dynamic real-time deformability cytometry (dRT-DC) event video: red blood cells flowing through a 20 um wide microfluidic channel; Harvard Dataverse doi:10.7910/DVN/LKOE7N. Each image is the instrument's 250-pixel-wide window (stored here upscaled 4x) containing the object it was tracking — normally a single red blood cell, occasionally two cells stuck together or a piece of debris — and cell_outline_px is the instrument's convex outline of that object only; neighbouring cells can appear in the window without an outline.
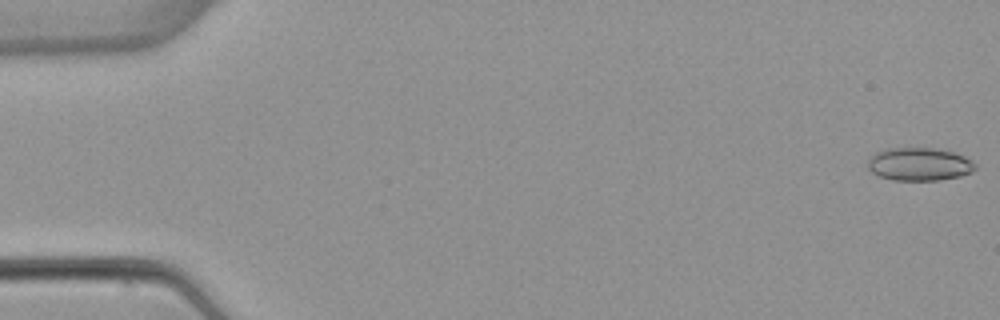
{"species": "common noctule bat (a hibernating species)", "species_latin": "Nyctalus noctula", "temperature_condition": "warm", "stored_images_in_passage": 5, "camera_frame_rate_fps": 3000, "um_per_image_px": 0.085, "animal": {"sex": "female", "body_mass_g": 22.7, "forearm_length_mm": 54.2}, "frame": {"image": 1, "passage_image": 1, "time_ms": 0.0, "image_size_px": [1000, 320], "cell_outline_px": [[976, 168], [972, 172], [960, 176], [940, 180], [892, 180], [880, 176], [872, 172], [868, 168], [868, 156], [876, 152], [888, 148], [936, 148], [952, 152], [964, 156], [972, 160], [976, 164]], "centroid_in_image_um": [78.14, 13.95], "position_along_channel_um": 6.9, "area_um2": 20.81}}
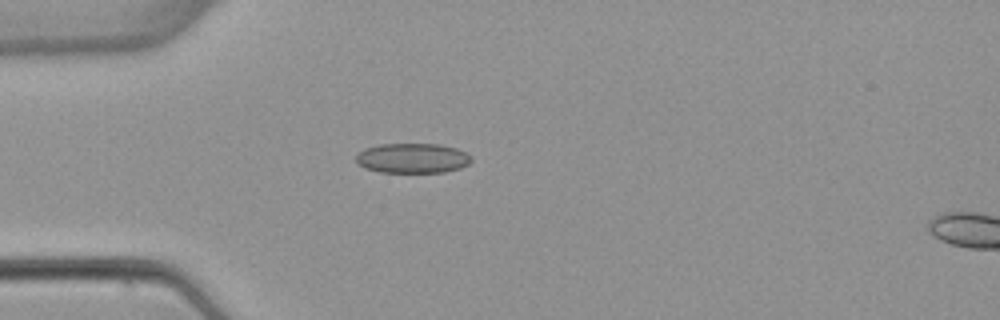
{"frame": {"image": 2, "passage_image": 4, "time_ms": 4.667, "image_size_px": [1000, 320], "cell_outline_px": [[472, 160], [468, 164], [460, 168], [444, 172], [380, 172], [364, 168], [356, 160], [356, 152], [364, 148], [380, 144], [440, 144], [456, 148], [472, 156]], "centroid_in_image_um": [35.05, 13.44], "position_along_channel_um": 50.0, "area_um2": 20.17}}